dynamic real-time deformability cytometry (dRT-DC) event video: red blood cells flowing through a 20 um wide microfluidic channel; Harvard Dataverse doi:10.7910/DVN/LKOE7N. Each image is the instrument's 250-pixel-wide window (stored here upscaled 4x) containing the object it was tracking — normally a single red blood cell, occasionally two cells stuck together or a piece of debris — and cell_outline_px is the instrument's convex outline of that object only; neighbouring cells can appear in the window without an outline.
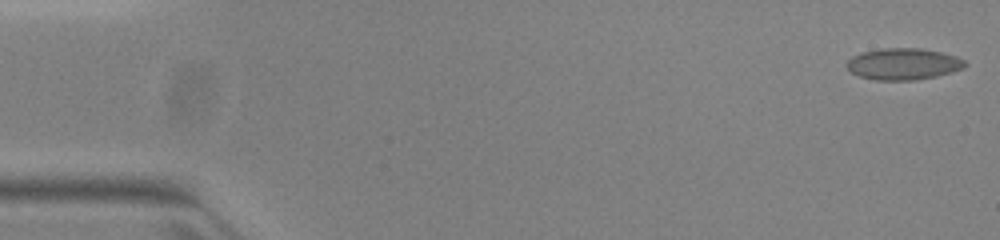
{"species": "common noctule bat (a hibernating species)", "species_latin": "Nyctalus noctula", "temperature_condition": "warm", "stored_images_in_passage": 52, "camera_frame_rate_fps": 3000, "um_per_image_px": 0.085, "animal": {"sex": "female", "body_mass_g": 23.0, "forearm_length_mm": 53.4}, "frame": {"image": 1, "passage_image": 1, "time_ms": 0.0, "image_size_px": [1000, 240], "cell_outline_px": [[968, 64], [964, 68], [952, 72], [936, 76], [916, 80], [876, 80], [860, 76], [852, 72], [848, 68], [848, 60], [852, 56], [864, 52], [884, 48], [920, 48], [940, 52], [956, 56], [964, 60]], "centroid_in_image_um": [76.83, 5.44], "position_along_channel_um": 8.2, "area_um2": 21.56}}
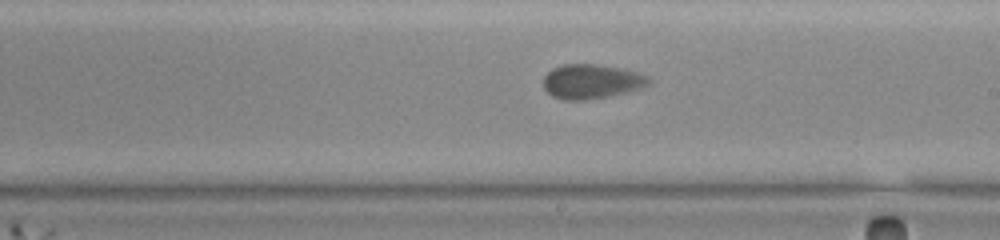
{"frame": {"image": 2, "passage_image": 30, "time_ms": 9.667, "image_size_px": [1000, 240], "cell_outline_px": [[652, 80], [648, 84], [640, 88], [608, 96], [584, 100], [564, 100], [552, 96], [544, 88], [544, 76], [552, 68], [564, 64], [596, 64], [620, 68], [636, 72]], "centroid_in_image_um": [50.23, 6.92], "position_along_channel_um": 238.8, "area_um2": 20.87}}
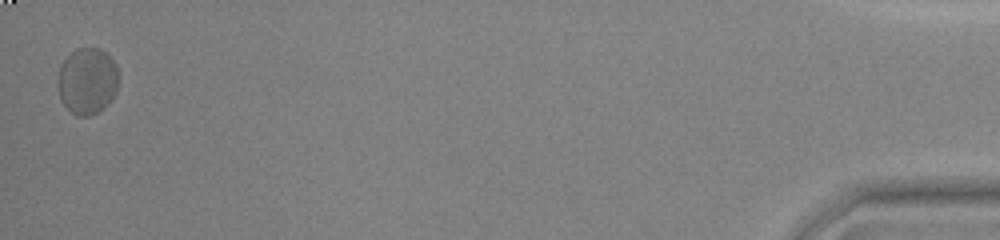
{"frame": {"image": 3, "passage_image": 52, "time_ms": 17.0, "image_size_px": [1000, 240], "cell_outline_px": [[120, 80], [116, 92], [112, 100], [104, 108], [88, 116], [76, 116], [60, 100], [60, 68], [64, 60], [76, 48], [100, 48], [116, 64], [120, 76]], "centroid_in_image_um": [7.49, 6.89], "position_along_channel_um": 427.7, "area_um2": 23.41}, "authors_computed_cell_mechanics": {"area_um2": 21.386, "velocity_mm_per_s": 3.877, "shape_relaxation_time_tau1_ms": 4.2613, "shape_relaxation_time_tau2_ms": null, "deformation_change_tau1": 0.0886, "deformation_change_tau2": null}}